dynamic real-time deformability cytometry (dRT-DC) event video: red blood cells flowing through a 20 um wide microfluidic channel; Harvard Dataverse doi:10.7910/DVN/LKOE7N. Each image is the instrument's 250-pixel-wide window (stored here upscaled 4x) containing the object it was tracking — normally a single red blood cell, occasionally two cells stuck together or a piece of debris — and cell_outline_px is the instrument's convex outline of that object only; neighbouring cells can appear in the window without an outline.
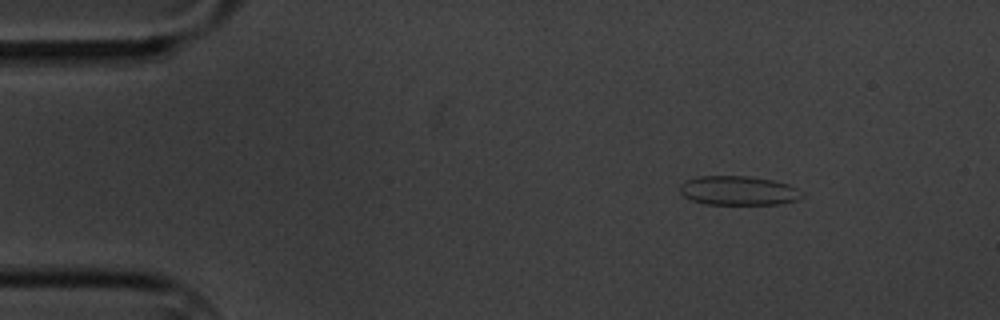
{"species": "common noctule bat (a hibernating species)", "species_latin": "Nyctalus noctula", "temperature_condition": "cold", "stored_images_in_passage": 5, "camera_frame_rate_fps": 3000, "um_per_image_px": 0.085, "animal": {"sex": "male", "body_mass_g": 20.1, "forearm_length_mm": 53.5}, "frame": {"image": 1, "passage_image": 2, "time_ms": 1.0, "image_size_px": [1000, 320], "cell_outline_px": [[804, 196], [796, 200], [780, 204], [704, 204], [692, 200], [684, 196], [680, 192], [680, 184], [684, 180], [700, 176], [748, 176], [772, 180], [788, 184], [804, 192]], "centroid_in_image_um": [62.76, 16.2], "position_along_channel_um": 22.2, "area_um2": 20.87}}